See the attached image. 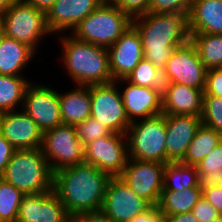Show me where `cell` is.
Instances as JSON below:
<instances>
[{"instance_id": "b9f144b4", "label": "cell", "mask_w": 222, "mask_h": 222, "mask_svg": "<svg viewBox=\"0 0 222 222\" xmlns=\"http://www.w3.org/2000/svg\"><path fill=\"white\" fill-rule=\"evenodd\" d=\"M72 222H115L102 210L95 212H83L71 218Z\"/></svg>"}, {"instance_id": "83f0119b", "label": "cell", "mask_w": 222, "mask_h": 222, "mask_svg": "<svg viewBox=\"0 0 222 222\" xmlns=\"http://www.w3.org/2000/svg\"><path fill=\"white\" fill-rule=\"evenodd\" d=\"M198 187V169L182 162H167L164 169L163 191H183Z\"/></svg>"}, {"instance_id": "4316f807", "label": "cell", "mask_w": 222, "mask_h": 222, "mask_svg": "<svg viewBox=\"0 0 222 222\" xmlns=\"http://www.w3.org/2000/svg\"><path fill=\"white\" fill-rule=\"evenodd\" d=\"M221 142V133L201 124L192 142L189 144L184 158L180 162L197 166Z\"/></svg>"}, {"instance_id": "d6a6232c", "label": "cell", "mask_w": 222, "mask_h": 222, "mask_svg": "<svg viewBox=\"0 0 222 222\" xmlns=\"http://www.w3.org/2000/svg\"><path fill=\"white\" fill-rule=\"evenodd\" d=\"M77 136L80 142L85 146L87 143L98 138L107 137L112 132L100 121L89 117L76 125Z\"/></svg>"}, {"instance_id": "52a82bcc", "label": "cell", "mask_w": 222, "mask_h": 222, "mask_svg": "<svg viewBox=\"0 0 222 222\" xmlns=\"http://www.w3.org/2000/svg\"><path fill=\"white\" fill-rule=\"evenodd\" d=\"M126 137L129 159L166 164V126L163 113L132 122Z\"/></svg>"}, {"instance_id": "74e56055", "label": "cell", "mask_w": 222, "mask_h": 222, "mask_svg": "<svg viewBox=\"0 0 222 222\" xmlns=\"http://www.w3.org/2000/svg\"><path fill=\"white\" fill-rule=\"evenodd\" d=\"M192 212L199 222H211L220 215L218 211L203 197L193 207Z\"/></svg>"}, {"instance_id": "4dcf8cb0", "label": "cell", "mask_w": 222, "mask_h": 222, "mask_svg": "<svg viewBox=\"0 0 222 222\" xmlns=\"http://www.w3.org/2000/svg\"><path fill=\"white\" fill-rule=\"evenodd\" d=\"M125 79L128 82L141 87L163 89L164 86L162 72L150 61L144 58Z\"/></svg>"}, {"instance_id": "ee69618b", "label": "cell", "mask_w": 222, "mask_h": 222, "mask_svg": "<svg viewBox=\"0 0 222 222\" xmlns=\"http://www.w3.org/2000/svg\"><path fill=\"white\" fill-rule=\"evenodd\" d=\"M164 222H199L193 215V212H187L183 214H173L170 216H163Z\"/></svg>"}, {"instance_id": "9c48e42d", "label": "cell", "mask_w": 222, "mask_h": 222, "mask_svg": "<svg viewBox=\"0 0 222 222\" xmlns=\"http://www.w3.org/2000/svg\"><path fill=\"white\" fill-rule=\"evenodd\" d=\"M206 72L196 46L190 39L173 49L162 71V77L164 83L182 84L204 90Z\"/></svg>"}, {"instance_id": "f546056e", "label": "cell", "mask_w": 222, "mask_h": 222, "mask_svg": "<svg viewBox=\"0 0 222 222\" xmlns=\"http://www.w3.org/2000/svg\"><path fill=\"white\" fill-rule=\"evenodd\" d=\"M25 194L0 177V219L16 222L19 206Z\"/></svg>"}, {"instance_id": "836d02e7", "label": "cell", "mask_w": 222, "mask_h": 222, "mask_svg": "<svg viewBox=\"0 0 222 222\" xmlns=\"http://www.w3.org/2000/svg\"><path fill=\"white\" fill-rule=\"evenodd\" d=\"M193 0H150L148 12L189 15Z\"/></svg>"}, {"instance_id": "d590c367", "label": "cell", "mask_w": 222, "mask_h": 222, "mask_svg": "<svg viewBox=\"0 0 222 222\" xmlns=\"http://www.w3.org/2000/svg\"><path fill=\"white\" fill-rule=\"evenodd\" d=\"M132 18L148 12L150 0H108Z\"/></svg>"}, {"instance_id": "cb8c5ba5", "label": "cell", "mask_w": 222, "mask_h": 222, "mask_svg": "<svg viewBox=\"0 0 222 222\" xmlns=\"http://www.w3.org/2000/svg\"><path fill=\"white\" fill-rule=\"evenodd\" d=\"M35 54L36 51L29 45L2 34L0 38V74L23 76L24 68Z\"/></svg>"}, {"instance_id": "d4e9b609", "label": "cell", "mask_w": 222, "mask_h": 222, "mask_svg": "<svg viewBox=\"0 0 222 222\" xmlns=\"http://www.w3.org/2000/svg\"><path fill=\"white\" fill-rule=\"evenodd\" d=\"M202 197L199 187H190L183 191H162L157 208L163 216L183 214L192 211Z\"/></svg>"}, {"instance_id": "ab89813d", "label": "cell", "mask_w": 222, "mask_h": 222, "mask_svg": "<svg viewBox=\"0 0 222 222\" xmlns=\"http://www.w3.org/2000/svg\"><path fill=\"white\" fill-rule=\"evenodd\" d=\"M16 149L0 134V177L5 173L6 166Z\"/></svg>"}, {"instance_id": "4fadbf2b", "label": "cell", "mask_w": 222, "mask_h": 222, "mask_svg": "<svg viewBox=\"0 0 222 222\" xmlns=\"http://www.w3.org/2000/svg\"><path fill=\"white\" fill-rule=\"evenodd\" d=\"M22 110L35 121L42 132L62 124L59 91L47 85L31 82L24 95Z\"/></svg>"}, {"instance_id": "60d3db41", "label": "cell", "mask_w": 222, "mask_h": 222, "mask_svg": "<svg viewBox=\"0 0 222 222\" xmlns=\"http://www.w3.org/2000/svg\"><path fill=\"white\" fill-rule=\"evenodd\" d=\"M202 196L222 215V187L204 189Z\"/></svg>"}, {"instance_id": "7a4b0ae2", "label": "cell", "mask_w": 222, "mask_h": 222, "mask_svg": "<svg viewBox=\"0 0 222 222\" xmlns=\"http://www.w3.org/2000/svg\"><path fill=\"white\" fill-rule=\"evenodd\" d=\"M132 25L141 36L144 59L161 72L173 49L191 38L187 14L147 12L134 17Z\"/></svg>"}, {"instance_id": "9a60e30c", "label": "cell", "mask_w": 222, "mask_h": 222, "mask_svg": "<svg viewBox=\"0 0 222 222\" xmlns=\"http://www.w3.org/2000/svg\"><path fill=\"white\" fill-rule=\"evenodd\" d=\"M0 134L16 150L41 148L43 132L22 109L0 113Z\"/></svg>"}, {"instance_id": "277c9868", "label": "cell", "mask_w": 222, "mask_h": 222, "mask_svg": "<svg viewBox=\"0 0 222 222\" xmlns=\"http://www.w3.org/2000/svg\"><path fill=\"white\" fill-rule=\"evenodd\" d=\"M24 194L53 189L54 173L41 148L15 150L1 177Z\"/></svg>"}, {"instance_id": "f35d334b", "label": "cell", "mask_w": 222, "mask_h": 222, "mask_svg": "<svg viewBox=\"0 0 222 222\" xmlns=\"http://www.w3.org/2000/svg\"><path fill=\"white\" fill-rule=\"evenodd\" d=\"M198 187L202 191L211 187H222V172L198 173Z\"/></svg>"}, {"instance_id": "30bf717a", "label": "cell", "mask_w": 222, "mask_h": 222, "mask_svg": "<svg viewBox=\"0 0 222 222\" xmlns=\"http://www.w3.org/2000/svg\"><path fill=\"white\" fill-rule=\"evenodd\" d=\"M118 85L115 81L91 85V117L100 120L112 133L126 134L131 123Z\"/></svg>"}, {"instance_id": "e0dca14e", "label": "cell", "mask_w": 222, "mask_h": 222, "mask_svg": "<svg viewBox=\"0 0 222 222\" xmlns=\"http://www.w3.org/2000/svg\"><path fill=\"white\" fill-rule=\"evenodd\" d=\"M108 53L113 80L126 78L144 58L142 40L137 29L130 26L108 48Z\"/></svg>"}, {"instance_id": "3957f363", "label": "cell", "mask_w": 222, "mask_h": 222, "mask_svg": "<svg viewBox=\"0 0 222 222\" xmlns=\"http://www.w3.org/2000/svg\"><path fill=\"white\" fill-rule=\"evenodd\" d=\"M59 38L61 65L75 85L90 86L114 81L107 48L78 40L71 34H60Z\"/></svg>"}, {"instance_id": "2e32d148", "label": "cell", "mask_w": 222, "mask_h": 222, "mask_svg": "<svg viewBox=\"0 0 222 222\" xmlns=\"http://www.w3.org/2000/svg\"><path fill=\"white\" fill-rule=\"evenodd\" d=\"M64 204L52 189L48 192L25 194L16 222H69Z\"/></svg>"}, {"instance_id": "603a6c76", "label": "cell", "mask_w": 222, "mask_h": 222, "mask_svg": "<svg viewBox=\"0 0 222 222\" xmlns=\"http://www.w3.org/2000/svg\"><path fill=\"white\" fill-rule=\"evenodd\" d=\"M59 101L63 124L76 126L91 117V85H75L66 93L59 92Z\"/></svg>"}, {"instance_id": "5b68a950", "label": "cell", "mask_w": 222, "mask_h": 222, "mask_svg": "<svg viewBox=\"0 0 222 222\" xmlns=\"http://www.w3.org/2000/svg\"><path fill=\"white\" fill-rule=\"evenodd\" d=\"M132 20L129 14L104 0L70 34L78 40L108 49L132 26Z\"/></svg>"}, {"instance_id": "bcb514c9", "label": "cell", "mask_w": 222, "mask_h": 222, "mask_svg": "<svg viewBox=\"0 0 222 222\" xmlns=\"http://www.w3.org/2000/svg\"><path fill=\"white\" fill-rule=\"evenodd\" d=\"M14 0H0V18L9 9Z\"/></svg>"}, {"instance_id": "e575fe53", "label": "cell", "mask_w": 222, "mask_h": 222, "mask_svg": "<svg viewBox=\"0 0 222 222\" xmlns=\"http://www.w3.org/2000/svg\"><path fill=\"white\" fill-rule=\"evenodd\" d=\"M198 173L222 172V142L197 165Z\"/></svg>"}, {"instance_id": "7bdbcfd3", "label": "cell", "mask_w": 222, "mask_h": 222, "mask_svg": "<svg viewBox=\"0 0 222 222\" xmlns=\"http://www.w3.org/2000/svg\"><path fill=\"white\" fill-rule=\"evenodd\" d=\"M128 222H164V217L157 206H152L145 213L134 217Z\"/></svg>"}, {"instance_id": "7c38bea8", "label": "cell", "mask_w": 222, "mask_h": 222, "mask_svg": "<svg viewBox=\"0 0 222 222\" xmlns=\"http://www.w3.org/2000/svg\"><path fill=\"white\" fill-rule=\"evenodd\" d=\"M126 134L111 133L84 146V162L111 177L120 176L128 161Z\"/></svg>"}, {"instance_id": "d6986e66", "label": "cell", "mask_w": 222, "mask_h": 222, "mask_svg": "<svg viewBox=\"0 0 222 222\" xmlns=\"http://www.w3.org/2000/svg\"><path fill=\"white\" fill-rule=\"evenodd\" d=\"M164 115L166 126V163L180 162L202 124L201 117L174 114Z\"/></svg>"}, {"instance_id": "c3c4849f", "label": "cell", "mask_w": 222, "mask_h": 222, "mask_svg": "<svg viewBox=\"0 0 222 222\" xmlns=\"http://www.w3.org/2000/svg\"><path fill=\"white\" fill-rule=\"evenodd\" d=\"M1 35H2V30H1V27H0V38H1Z\"/></svg>"}, {"instance_id": "484cf974", "label": "cell", "mask_w": 222, "mask_h": 222, "mask_svg": "<svg viewBox=\"0 0 222 222\" xmlns=\"http://www.w3.org/2000/svg\"><path fill=\"white\" fill-rule=\"evenodd\" d=\"M24 77L0 74V113L22 109L26 89L32 82Z\"/></svg>"}, {"instance_id": "6da1fadb", "label": "cell", "mask_w": 222, "mask_h": 222, "mask_svg": "<svg viewBox=\"0 0 222 222\" xmlns=\"http://www.w3.org/2000/svg\"><path fill=\"white\" fill-rule=\"evenodd\" d=\"M110 178L108 173L84 162L55 172L53 190L72 218L101 210Z\"/></svg>"}, {"instance_id": "8992f818", "label": "cell", "mask_w": 222, "mask_h": 222, "mask_svg": "<svg viewBox=\"0 0 222 222\" xmlns=\"http://www.w3.org/2000/svg\"><path fill=\"white\" fill-rule=\"evenodd\" d=\"M0 27L4 36L23 42L35 51H38L41 39L53 35L47 24L46 12L22 0L12 2L0 18Z\"/></svg>"}, {"instance_id": "f6af8a7d", "label": "cell", "mask_w": 222, "mask_h": 222, "mask_svg": "<svg viewBox=\"0 0 222 222\" xmlns=\"http://www.w3.org/2000/svg\"><path fill=\"white\" fill-rule=\"evenodd\" d=\"M28 4L35 6L37 9L47 11L52 7L56 0H22Z\"/></svg>"}, {"instance_id": "7402d4cb", "label": "cell", "mask_w": 222, "mask_h": 222, "mask_svg": "<svg viewBox=\"0 0 222 222\" xmlns=\"http://www.w3.org/2000/svg\"><path fill=\"white\" fill-rule=\"evenodd\" d=\"M189 32L222 34V0H193Z\"/></svg>"}, {"instance_id": "8d00e7d4", "label": "cell", "mask_w": 222, "mask_h": 222, "mask_svg": "<svg viewBox=\"0 0 222 222\" xmlns=\"http://www.w3.org/2000/svg\"><path fill=\"white\" fill-rule=\"evenodd\" d=\"M203 92L204 95L222 98V68L207 70Z\"/></svg>"}, {"instance_id": "44dd1931", "label": "cell", "mask_w": 222, "mask_h": 222, "mask_svg": "<svg viewBox=\"0 0 222 222\" xmlns=\"http://www.w3.org/2000/svg\"><path fill=\"white\" fill-rule=\"evenodd\" d=\"M203 91L182 84L164 83L162 113L201 116Z\"/></svg>"}, {"instance_id": "8fae6325", "label": "cell", "mask_w": 222, "mask_h": 222, "mask_svg": "<svg viewBox=\"0 0 222 222\" xmlns=\"http://www.w3.org/2000/svg\"><path fill=\"white\" fill-rule=\"evenodd\" d=\"M165 164L128 159L119 176L130 189L151 206H157L164 187Z\"/></svg>"}, {"instance_id": "f1b7e54d", "label": "cell", "mask_w": 222, "mask_h": 222, "mask_svg": "<svg viewBox=\"0 0 222 222\" xmlns=\"http://www.w3.org/2000/svg\"><path fill=\"white\" fill-rule=\"evenodd\" d=\"M207 70L222 68V34L190 33Z\"/></svg>"}, {"instance_id": "7dc6e473", "label": "cell", "mask_w": 222, "mask_h": 222, "mask_svg": "<svg viewBox=\"0 0 222 222\" xmlns=\"http://www.w3.org/2000/svg\"><path fill=\"white\" fill-rule=\"evenodd\" d=\"M211 222H222V215H219L217 218L213 219Z\"/></svg>"}, {"instance_id": "ffe728a7", "label": "cell", "mask_w": 222, "mask_h": 222, "mask_svg": "<svg viewBox=\"0 0 222 222\" xmlns=\"http://www.w3.org/2000/svg\"><path fill=\"white\" fill-rule=\"evenodd\" d=\"M104 0H56L47 11L49 30L55 35L73 29Z\"/></svg>"}, {"instance_id": "5bb4252c", "label": "cell", "mask_w": 222, "mask_h": 222, "mask_svg": "<svg viewBox=\"0 0 222 222\" xmlns=\"http://www.w3.org/2000/svg\"><path fill=\"white\" fill-rule=\"evenodd\" d=\"M152 206L135 194L119 177H111L101 210L115 222H128Z\"/></svg>"}, {"instance_id": "ba28073f", "label": "cell", "mask_w": 222, "mask_h": 222, "mask_svg": "<svg viewBox=\"0 0 222 222\" xmlns=\"http://www.w3.org/2000/svg\"><path fill=\"white\" fill-rule=\"evenodd\" d=\"M41 150L53 173L84 163V145L78 139L74 125L62 123L43 132Z\"/></svg>"}, {"instance_id": "ac0fdd59", "label": "cell", "mask_w": 222, "mask_h": 222, "mask_svg": "<svg viewBox=\"0 0 222 222\" xmlns=\"http://www.w3.org/2000/svg\"><path fill=\"white\" fill-rule=\"evenodd\" d=\"M115 82L126 85L120 93L130 123L162 113V89L137 86L125 78Z\"/></svg>"}, {"instance_id": "1f68e13d", "label": "cell", "mask_w": 222, "mask_h": 222, "mask_svg": "<svg viewBox=\"0 0 222 222\" xmlns=\"http://www.w3.org/2000/svg\"><path fill=\"white\" fill-rule=\"evenodd\" d=\"M202 124L222 134V98L203 95Z\"/></svg>"}]
</instances>
